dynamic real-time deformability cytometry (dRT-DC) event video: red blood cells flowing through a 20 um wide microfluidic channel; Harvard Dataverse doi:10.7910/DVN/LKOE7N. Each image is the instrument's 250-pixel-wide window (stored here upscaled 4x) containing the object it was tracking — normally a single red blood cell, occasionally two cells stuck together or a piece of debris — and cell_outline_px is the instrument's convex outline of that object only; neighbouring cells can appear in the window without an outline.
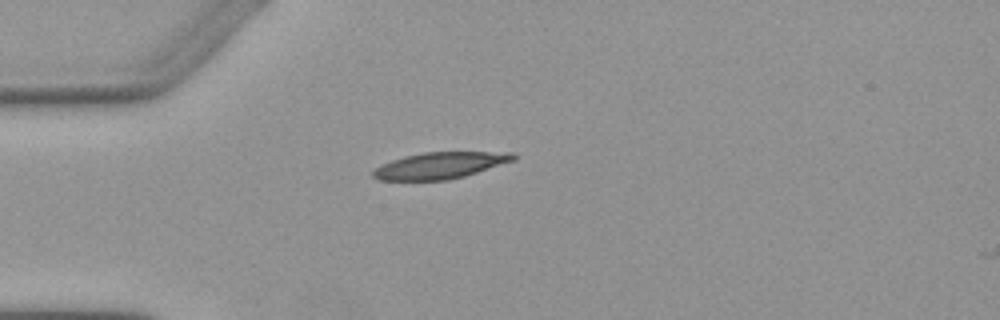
{"species": "Egyptian fruit bat (a non-hibernating species)", "species_latin": "Rousettus aegyptiacus", "temperature_condition": "warm", "stored_images_in_passage": 2, "camera_frame_rate_fps": 3000, "um_per_image_px": 0.085, "animal": {"sex": "female"}, "frame": {"image": 1, "passage_image": 1, "time_ms": 0.0, "image_size_px": [1000, 320], "cell_outline_px": [[516, 160], [464, 176], [448, 180], [380, 180], [372, 176], [372, 172], [380, 164], [404, 156], [424, 152], [516, 152]], "centroid_in_image_um": [37.42, 14.06], "position_along_channel_um": 47.6, "area_um2": 21.68}}